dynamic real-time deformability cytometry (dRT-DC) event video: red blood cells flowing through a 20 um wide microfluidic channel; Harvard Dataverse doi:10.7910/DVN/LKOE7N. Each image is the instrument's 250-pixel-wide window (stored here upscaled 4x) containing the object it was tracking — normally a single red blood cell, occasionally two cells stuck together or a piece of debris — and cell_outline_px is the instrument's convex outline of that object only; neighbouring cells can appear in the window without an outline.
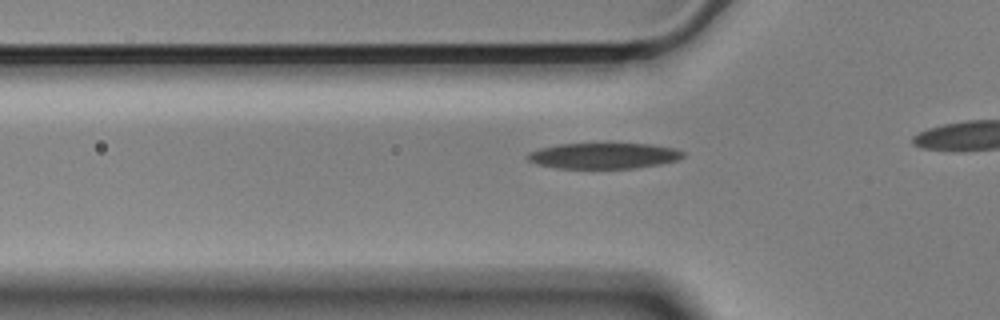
{"species": "Egyptian fruit bat (a non-hibernating species)", "species_latin": "Rousettus aegyptiacus", "temperature_condition": "cold", "stored_images_in_passage": 12, "camera_frame_rate_fps": 3000, "um_per_image_px": 0.085, "animal": {"sex": "male"}, "frame": {"image": 1, "passage_image": 6, "time_ms": 1.667, "image_size_px": [1000, 320], "cell_outline_px": [[684, 156], [676, 160], [660, 164], [636, 168], [556, 168], [536, 164], [528, 160], [524, 156], [528, 152], [540, 148], [560, 144], [652, 144], [676, 148], [684, 152]], "centroid_in_image_um": [51.29, 13.24], "position_along_channel_um": 74.5, "area_um2": 23.41}}
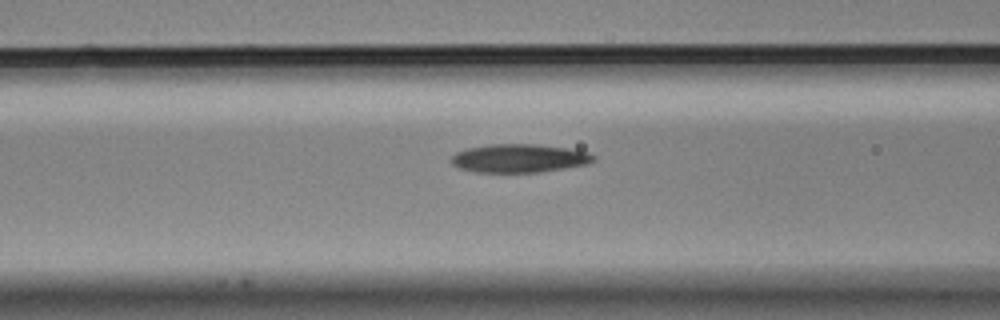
{"frame": {"image": 2, "passage_image": 10, "time_ms": 3.0, "image_size_px": [1000, 320], "cell_outline_px": [[596, 160], [588, 164], [540, 172], [476, 172], [460, 168], [452, 164], [452, 156], [456, 152], [468, 148], [488, 144], [536, 144], [568, 148], [588, 152], [596, 156]], "centroid_in_image_um": [44.16, 13.45], "position_along_channel_um": 122.4, "area_um2": 23.58}}